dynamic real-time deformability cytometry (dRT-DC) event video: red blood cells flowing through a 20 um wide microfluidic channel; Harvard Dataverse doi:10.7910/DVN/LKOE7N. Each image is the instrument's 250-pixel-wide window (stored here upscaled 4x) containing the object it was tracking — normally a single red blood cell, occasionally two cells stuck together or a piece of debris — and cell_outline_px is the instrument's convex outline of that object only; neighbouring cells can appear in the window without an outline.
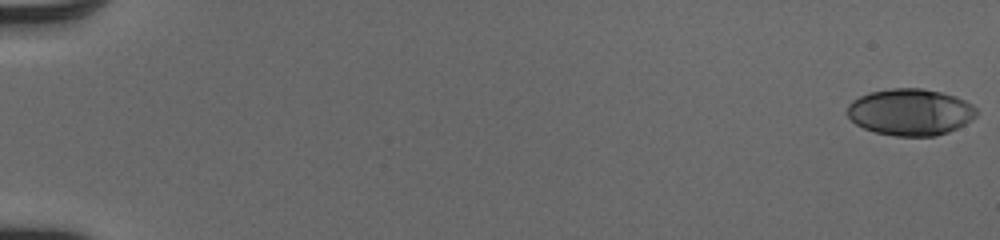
{"species": "human", "species_latin": "Homo sapiens", "temperature_condition": "cold", "stored_images_in_passage": 52, "camera_frame_rate_fps": 3000, "um_per_image_px": 0.085, "donor": {"sex": "male"}, "frame": {"image": 1, "passage_image": 1, "time_ms": 0.0, "image_size_px": [1000, 240], "cell_outline_px": [[976, 116], [972, 120], [948, 132], [936, 136], [896, 136], [876, 132], [864, 128], [856, 124], [848, 116], [848, 104], [852, 100], [868, 92], [892, 88], [924, 88], [956, 96], [972, 104], [976, 108]], "centroid_in_image_um": [77.38, 9.52], "position_along_channel_um": 7.6, "area_um2": 35.14}}
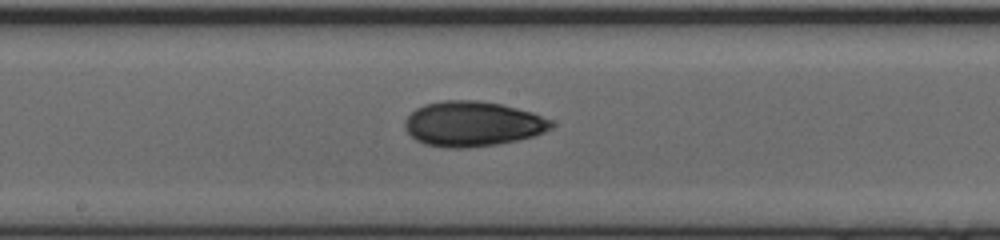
{"frame": {"image": 2, "passage_image": 30, "time_ms": 9.667, "image_size_px": [1000, 240], "cell_outline_px": [[556, 124], [552, 128], [544, 132], [532, 136], [516, 140], [496, 144], [468, 148], [444, 148], [424, 144], [416, 140], [404, 128], [404, 120], [416, 108], [424, 104], [444, 100], [480, 100], [500, 104], [532, 112], [552, 120]], "centroid_in_image_um": [40.16, 10.53], "position_along_channel_um": 208.0, "area_um2": 38.61}}
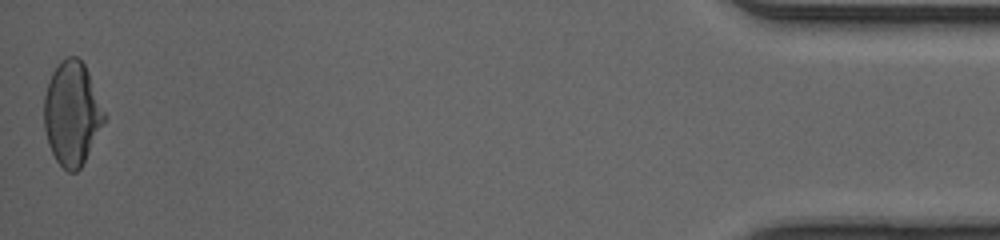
{"frame": {"image": 3, "passage_image": 52, "time_ms": 17.0, "image_size_px": [1000, 240], "cell_outline_px": [[108, 116], [80, 168], [76, 172], [68, 172], [56, 160], [48, 144], [44, 128], [44, 96], [52, 72], [68, 56], [76, 56], [84, 64], [88, 72]], "centroid_in_image_um": [6.13, 9.66], "position_along_channel_um": 429.1, "area_um2": 36.18}, "authors_computed_cell_mechanics": {"area_um2": 35.7204, "velocity_mm_per_s": 4.1397, "shape_relaxation_time_tau1_ms": 11.2453, "shape_relaxation_time_tau2_ms": 2.061, "deformation_change_tau1": 0.2908, "deformation_change_tau2": 0.065}}